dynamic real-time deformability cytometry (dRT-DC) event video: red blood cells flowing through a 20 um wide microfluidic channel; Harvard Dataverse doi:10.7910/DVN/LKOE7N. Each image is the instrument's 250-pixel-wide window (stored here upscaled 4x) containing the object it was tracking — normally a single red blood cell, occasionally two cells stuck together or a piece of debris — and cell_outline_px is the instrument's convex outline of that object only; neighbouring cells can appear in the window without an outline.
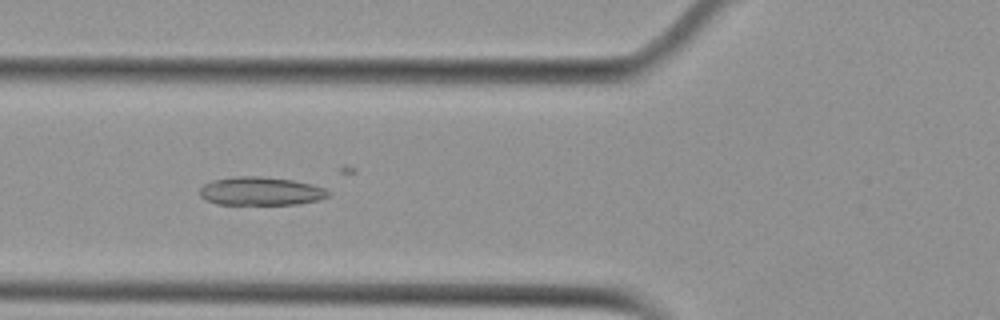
{"species": "Egyptian fruit bat (a non-hibernating species)", "species_latin": "Rousettus aegyptiacus", "temperature_condition": "cold", "stored_images_in_passage": 54, "camera_frame_rate_fps": 3000, "um_per_image_px": 0.085, "animal": {"sex": "female"}, "frame": {"image": 1, "passage_image": 20, "time_ms": 6.333, "image_size_px": [1000, 320], "cell_outline_px": [[328, 196], [320, 200], [300, 204], [216, 204], [204, 200], [200, 196], [200, 188], [204, 184], [212, 180], [236, 176], [260, 176], [292, 180], [312, 184], [324, 188], [328, 192]], "centroid_in_image_um": [22.14, 16.25], "position_along_channel_um": 103.7, "area_um2": 21.33}}
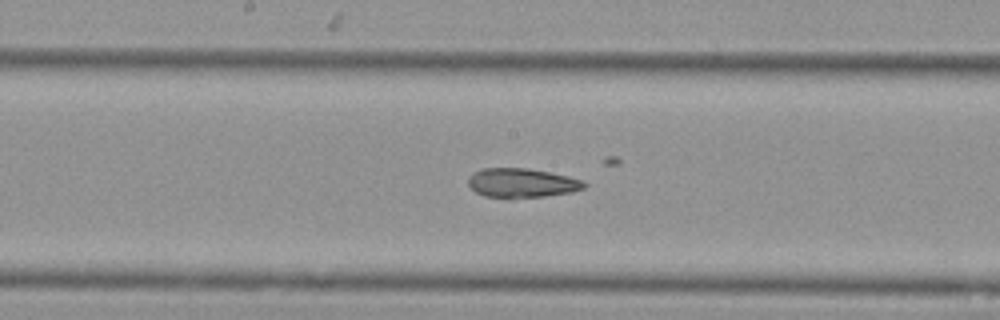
{"frame": {"image": 2, "passage_image": 28, "time_ms": 9.0, "image_size_px": [1000, 320], "cell_outline_px": [[588, 184], [584, 188], [572, 192], [544, 196], [508, 200], [484, 196], [476, 192], [468, 184], [468, 180], [472, 172], [480, 168], [528, 168], [568, 176], [584, 180]], "centroid_in_image_um": [44.34, 15.57], "position_along_channel_um": 203.9, "area_um2": 20.29}}
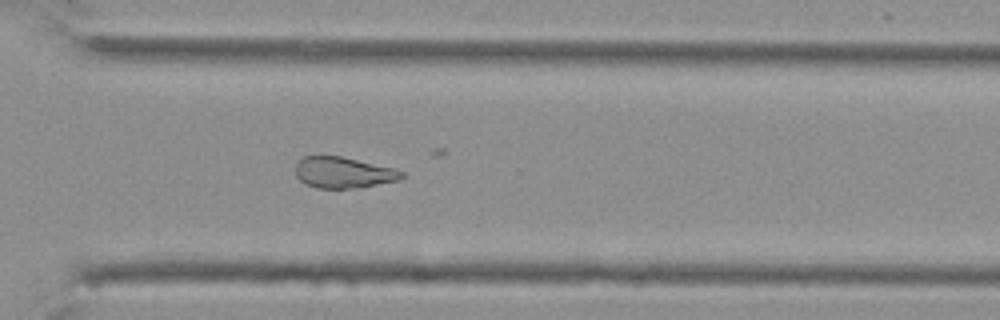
{"frame": {"image": 3, "passage_image": 39, "time_ms": 12.667, "image_size_px": [1000, 320], "cell_outline_px": [[404, 176], [400, 180], [360, 188], [316, 188], [300, 180], [296, 176], [296, 164], [304, 156], [340, 156], [396, 168], [404, 172]], "centroid_in_image_um": [29.24, 14.67], "position_along_channel_um": 341.4, "area_um2": 19.31}, "authors_computed_cell_mechanics": {"area_um2": 22.6287, "velocity_mm_per_s": 3.757, "shape_relaxation_time_tau1_ms": null, "shape_relaxation_time_tau2_ms": 4.5895, "deformation_change_tau1": null, "deformation_change_tau2": 0.1039}}